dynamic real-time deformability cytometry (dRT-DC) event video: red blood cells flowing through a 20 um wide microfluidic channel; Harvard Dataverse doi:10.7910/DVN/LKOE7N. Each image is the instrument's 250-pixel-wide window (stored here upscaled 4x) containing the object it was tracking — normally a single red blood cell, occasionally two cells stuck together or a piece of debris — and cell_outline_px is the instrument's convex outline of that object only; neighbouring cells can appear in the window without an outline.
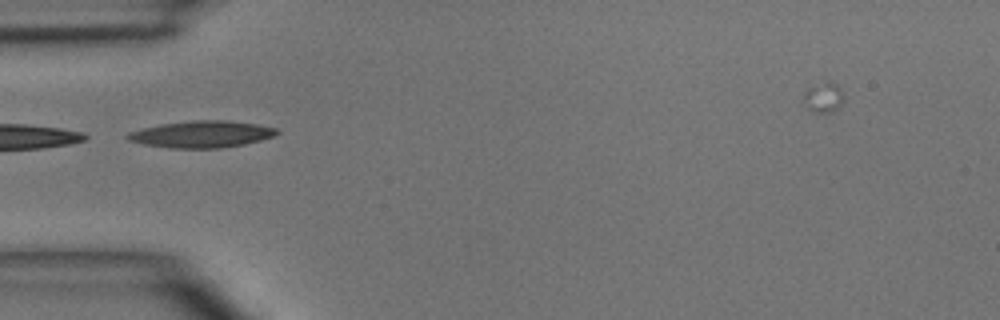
{"species": "common noctule bat (a hibernating species)", "species_latin": "Nyctalus noctula", "temperature_condition": "room temperature", "stored_images_in_passage": 4, "camera_frame_rate_fps": 3000, "um_per_image_px": 0.085, "animal": {"sex": "male", "body_mass_g": 15.6}, "frame": {"image": 1, "passage_image": 3, "time_ms": 2.333, "image_size_px": [1000, 320], "cell_outline_px": [[280, 132], [272, 136], [260, 140], [244, 144], [220, 148], [168, 148], [144, 144], [128, 140], [124, 136], [128, 132], [160, 124], [192, 120], [228, 120], [256, 124], [276, 128]], "centroid_in_image_um": [17.11, 11.4], "position_along_channel_um": 67.9, "area_um2": 23.24}}
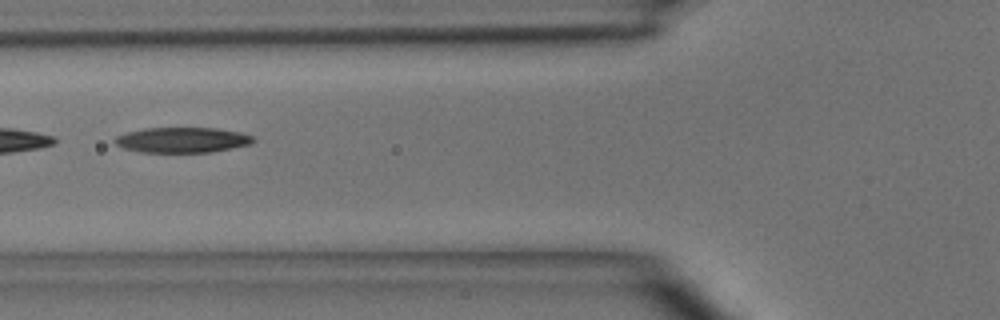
{"frame": {"image": 2, "passage_image": 4, "time_ms": 3.333, "image_size_px": [1000, 320], "cell_outline_px": [[256, 140], [248, 144], [212, 152], [140, 152], [124, 148], [116, 144], [112, 140], [116, 136], [128, 132], [144, 128], [216, 128], [240, 132], [252, 136]], "centroid_in_image_um": [15.46, 11.89], "position_along_channel_um": 110.3, "area_um2": 20.29}}